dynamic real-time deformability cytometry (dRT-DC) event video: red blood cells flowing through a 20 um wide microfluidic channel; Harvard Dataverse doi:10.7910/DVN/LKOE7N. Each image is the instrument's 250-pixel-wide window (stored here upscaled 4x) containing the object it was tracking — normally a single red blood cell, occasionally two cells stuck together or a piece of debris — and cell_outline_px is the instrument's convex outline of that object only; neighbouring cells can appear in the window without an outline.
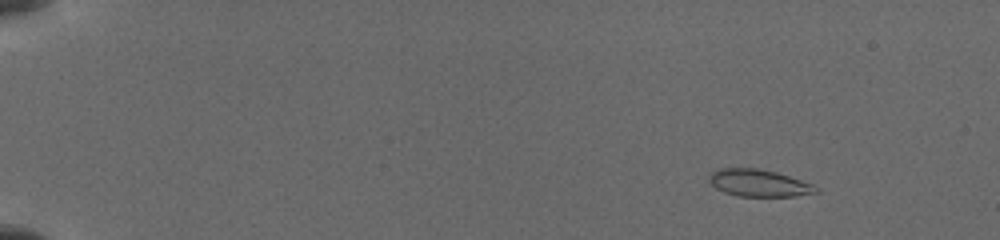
{"species": "common noctule bat (a hibernating species)", "species_latin": "Nyctalus noctula", "temperature_condition": "cold", "stored_images_in_passage": 30, "camera_frame_rate_fps": 3000, "um_per_image_px": 0.085, "animal": {"sex": "female", "body_mass_g": 19.5, "forearm_length_mm": 54.1}, "frame": {"image": 1, "passage_image": 3, "time_ms": 0.667, "image_size_px": [1000, 240], "cell_outline_px": [[820, 192], [796, 196], [736, 196], [724, 192], [716, 188], [708, 180], [708, 176], [712, 172], [720, 168], [756, 168], [776, 172], [812, 184], [820, 188]], "centroid_in_image_um": [64.5, 15.56], "position_along_channel_um": 20.5, "area_um2": 16.88}}
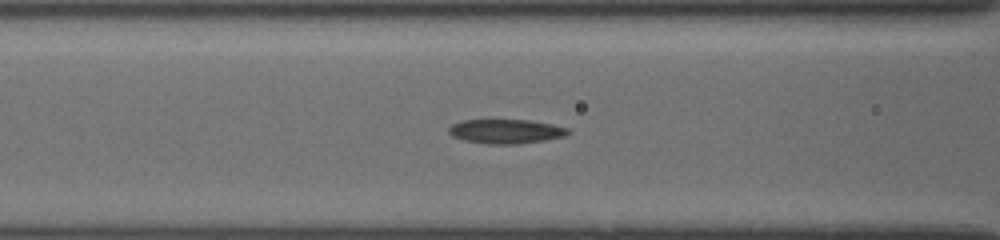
{"frame": {"image": 2, "passage_image": 19, "time_ms": 6.667, "image_size_px": [1000, 240], "cell_outline_px": [[572, 132], [564, 136], [544, 140], [520, 144], [488, 144], [464, 140], [452, 136], [448, 132], [448, 128], [452, 124], [464, 120], [528, 120], [552, 124], [568, 128]], "centroid_in_image_um": [43.0, 11.17], "position_along_channel_um": 123.6, "area_um2": 16.88}}
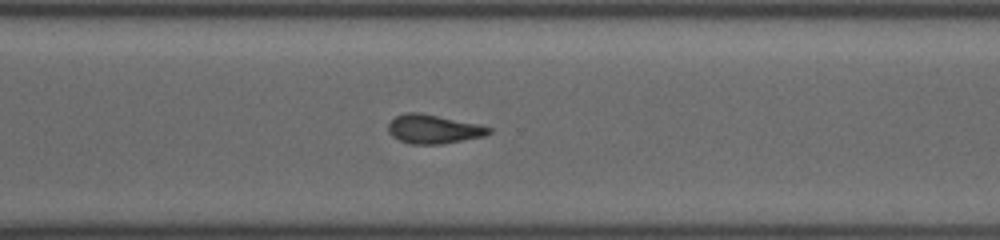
{"frame": {"image": 3, "passage_image": 30, "time_ms": 12.0, "image_size_px": [1000, 240], "cell_outline_px": [[492, 132], [484, 136], [440, 144], [412, 144], [400, 140], [392, 136], [388, 132], [388, 124], [396, 116], [408, 112], [420, 112], [480, 124], [492, 128]], "centroid_in_image_um": [36.86, 10.96], "position_along_channel_um": 333.7, "area_um2": 16.94}}